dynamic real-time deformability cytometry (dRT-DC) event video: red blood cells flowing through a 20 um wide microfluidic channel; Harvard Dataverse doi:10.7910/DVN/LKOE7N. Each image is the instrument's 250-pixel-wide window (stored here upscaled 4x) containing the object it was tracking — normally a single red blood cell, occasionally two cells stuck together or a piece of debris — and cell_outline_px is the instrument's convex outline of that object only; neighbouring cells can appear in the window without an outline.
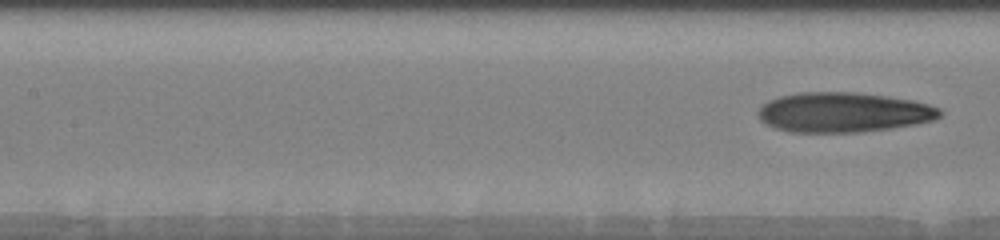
{"species": "human", "species_latin": "Homo sapiens", "temperature_condition": "warm", "stored_images_in_passage": 15, "segment_of_instrument_passage": [2, 2], "camera_frame_rate_fps": 3000, "um_per_image_px": 0.085, "donor": {"sex": "male"}, "frame": {"image": 1, "passage_image": 15, "time_ms": 10.667, "image_size_px": [1000, 240], "cell_outline_px": [[944, 112], [940, 116], [932, 120], [916, 124], [892, 128], [860, 132], [792, 132], [776, 128], [760, 120], [760, 108], [768, 100], [780, 96], [800, 92], [856, 92], [912, 100], [928, 104], [940, 108]], "centroid_in_image_um": [71.72, 9.54], "position_along_channel_um": 135.7, "area_um2": 42.02}}